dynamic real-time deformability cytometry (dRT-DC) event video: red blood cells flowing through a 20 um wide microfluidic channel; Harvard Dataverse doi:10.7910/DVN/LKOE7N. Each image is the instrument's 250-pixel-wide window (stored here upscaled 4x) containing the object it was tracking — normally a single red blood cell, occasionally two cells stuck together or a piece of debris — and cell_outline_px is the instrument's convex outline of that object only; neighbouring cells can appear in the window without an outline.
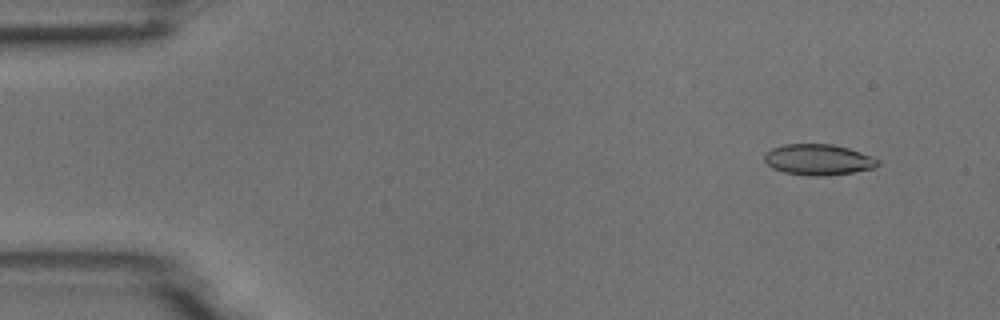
{"species": "common noctule bat (a hibernating species)", "species_latin": "Nyctalus noctula", "temperature_condition": "room temperature", "stored_images_in_passage": 6, "segment_of_instrument_passage": [1, 2], "camera_frame_rate_fps": 3000, "um_per_image_px": 0.085, "animal": {"sex": "male", "body_mass_g": 18.8}, "frame": {"image": 1, "passage_image": 2, "time_ms": 1.0, "image_size_px": [1000, 320], "cell_outline_px": [[880, 164], [876, 168], [852, 172], [824, 176], [816, 176], [784, 172], [772, 168], [764, 160], [764, 152], [772, 148], [784, 144], [832, 144], [848, 148], [872, 156], [880, 160]], "centroid_in_image_um": [69.57, 13.56], "position_along_channel_um": 15.4, "area_um2": 20.46}}